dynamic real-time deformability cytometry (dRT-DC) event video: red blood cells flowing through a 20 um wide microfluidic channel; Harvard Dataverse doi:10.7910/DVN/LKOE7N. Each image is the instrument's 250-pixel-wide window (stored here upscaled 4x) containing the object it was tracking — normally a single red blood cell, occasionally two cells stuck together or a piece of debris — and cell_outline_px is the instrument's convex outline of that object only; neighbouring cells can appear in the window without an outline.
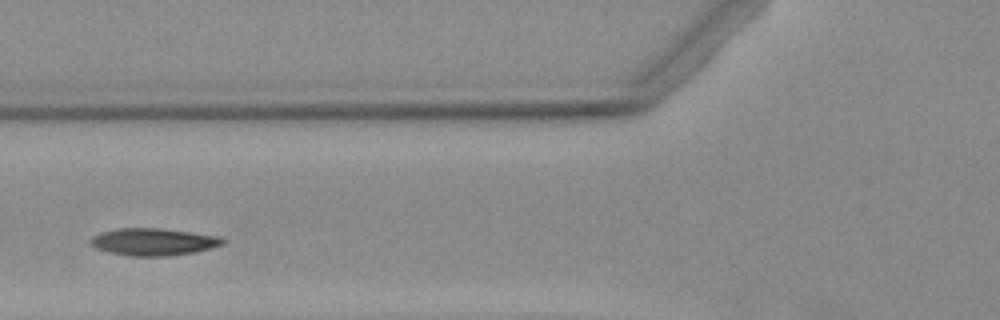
{"species": "Egyptian fruit bat (a non-hibernating species)", "species_latin": "Rousettus aegyptiacus", "temperature_condition": "warm", "stored_images_in_passage": 2, "camera_frame_rate_fps": 3000, "um_per_image_px": 0.085, "animal": {"sex": "female"}, "frame": {"image": 1, "passage_image": 2, "time_ms": 1.0, "image_size_px": [1000, 320], "cell_outline_px": [[224, 244], [196, 252], [168, 256], [128, 256], [108, 252], [96, 248], [88, 244], [88, 240], [92, 236], [100, 232], [116, 228], [160, 228], [216, 236], [224, 240]], "centroid_in_image_um": [12.94, 20.56], "position_along_channel_um": 112.9, "area_um2": 21.04}}